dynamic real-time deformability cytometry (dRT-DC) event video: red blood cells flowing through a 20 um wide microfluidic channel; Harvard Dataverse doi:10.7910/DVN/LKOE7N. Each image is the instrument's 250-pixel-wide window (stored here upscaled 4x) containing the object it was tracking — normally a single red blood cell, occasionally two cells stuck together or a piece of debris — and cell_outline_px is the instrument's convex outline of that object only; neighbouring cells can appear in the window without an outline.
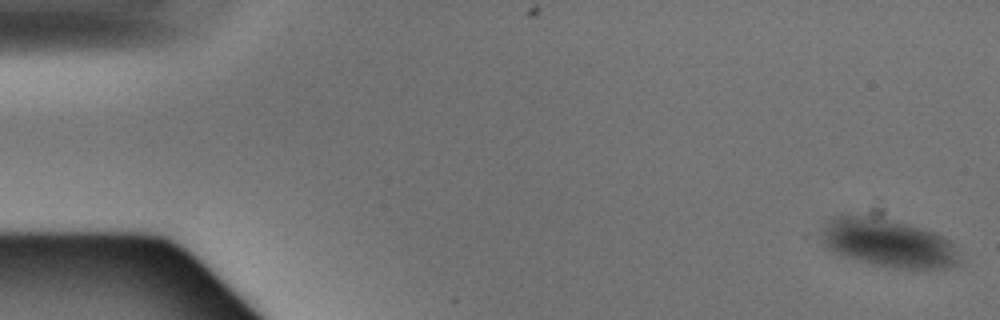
{"species": "Egyptian fruit bat (a non-hibernating species)", "species_latin": "Rousettus aegyptiacus", "temperature_condition": "warm", "stored_images_in_passage": 4, "camera_frame_rate_fps": 3000, "um_per_image_px": 0.085, "animal": {"sex": "male"}, "frame": {"image": 1, "passage_image": 1, "time_ms": 0.0, "image_size_px": [1000, 320], "cell_outline_px": [[960, 264], [952, 268], [892, 268], [872, 264], [844, 256], [828, 248], [824, 244], [820, 236], [820, 232], [824, 224], [832, 216], [884, 216], [932, 232], [948, 240], [952, 244], [960, 260]], "centroid_in_image_um": [75.46, 20.65], "position_along_channel_um": 9.5, "area_um2": 38.78}}